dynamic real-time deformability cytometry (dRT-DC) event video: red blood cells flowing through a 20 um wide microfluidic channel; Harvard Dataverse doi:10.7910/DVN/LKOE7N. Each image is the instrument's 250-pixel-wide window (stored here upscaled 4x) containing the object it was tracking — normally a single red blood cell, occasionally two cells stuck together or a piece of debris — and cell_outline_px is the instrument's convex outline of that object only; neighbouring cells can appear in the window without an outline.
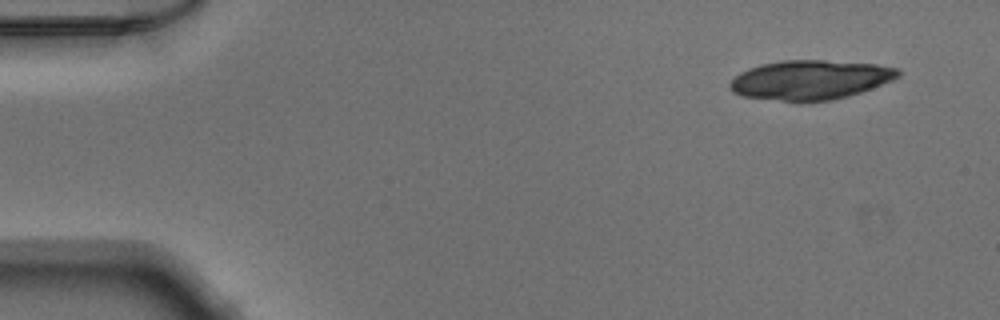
{"species": "Egyptian fruit bat (a non-hibernating species)", "species_latin": "Rousettus aegyptiacus", "temperature_condition": "warm", "stored_images_in_passage": 14, "camera_frame_rate_fps": 3000, "um_per_image_px": 0.085, "animal": {"sex": "male"}, "frame": {"image": 1, "passage_image": 1, "time_ms": 0.0, "image_size_px": [1000, 320], "cell_outline_px": [[900, 76], [892, 80], [872, 88], [848, 96], [832, 100], [780, 100], [744, 96], [732, 92], [728, 84], [740, 72], [748, 68], [760, 64], [784, 60], [824, 60], [876, 64], [900, 68]], "centroid_in_image_um": [68.89, 6.76], "position_along_channel_um": 16.1, "area_um2": 38.32}}